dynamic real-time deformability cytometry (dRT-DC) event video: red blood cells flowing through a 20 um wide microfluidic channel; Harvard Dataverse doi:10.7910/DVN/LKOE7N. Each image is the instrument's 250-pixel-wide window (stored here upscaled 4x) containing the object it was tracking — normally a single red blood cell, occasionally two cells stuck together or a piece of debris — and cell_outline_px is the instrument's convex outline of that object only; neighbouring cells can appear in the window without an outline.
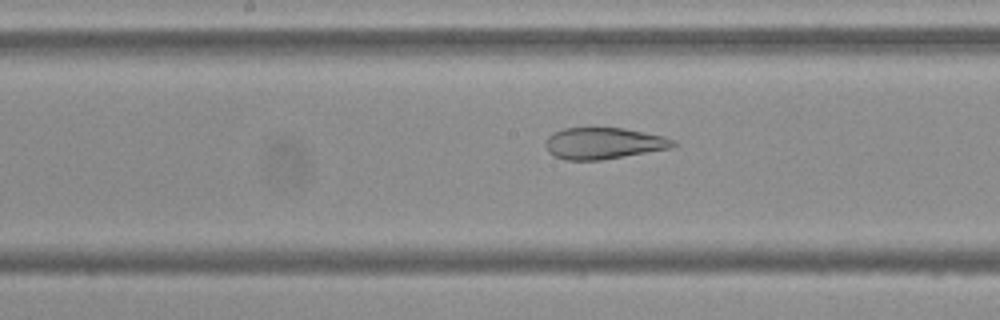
{"species": "Egyptian fruit bat (a non-hibernating species)", "species_latin": "Rousettus aegyptiacus", "temperature_condition": "cold", "stored_images_in_passage": 54, "camera_frame_rate_fps": 3000, "um_per_image_px": 0.085, "frame": {"image": 1, "passage_image": 27, "time_ms": 8.667, "image_size_px": [1000, 320], "cell_outline_px": [[676, 148], [604, 160], [564, 160], [548, 152], [544, 144], [548, 136], [552, 132], [564, 128], [624, 128], [664, 136], [676, 140]], "centroid_in_image_um": [51.35, 12.19], "position_along_channel_um": 196.8, "area_um2": 23.87}}
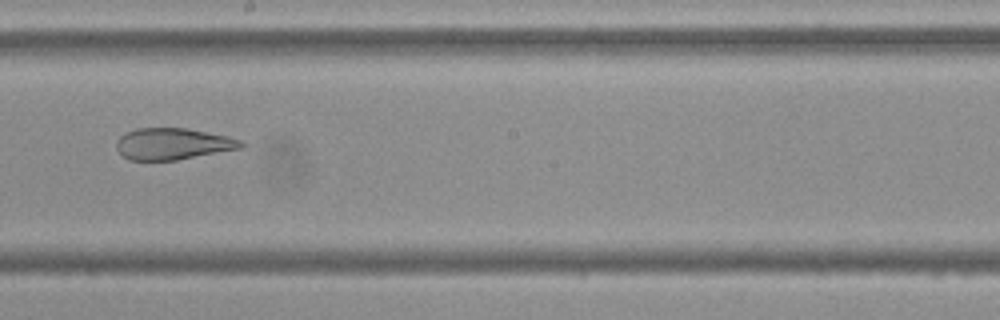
{"frame": {"image": 2, "passage_image": 30, "time_ms": 9.667, "image_size_px": [1000, 320], "cell_outline_px": [[244, 148], [176, 160], [128, 160], [116, 148], [116, 140], [124, 132], [136, 128], [188, 128], [228, 136], [240, 140], [244, 144]], "centroid_in_image_um": [14.69, 12.22], "position_along_channel_um": 233.5, "area_um2": 23.06}}
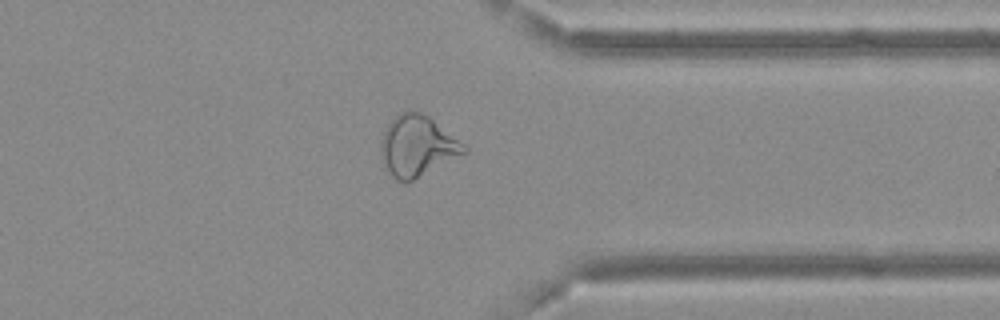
{"frame": {"image": 3, "passage_image": 42, "time_ms": 13.667, "image_size_px": [1000, 320], "cell_outline_px": [[468, 152], [404, 184], [396, 180], [384, 168], [380, 152], [380, 140], [388, 124], [400, 112], [408, 108], [420, 112], [428, 116], [464, 144], [468, 148]], "centroid_in_image_um": [35.43, 12.41], "position_along_channel_um": 376.0, "area_um2": 29.54}}